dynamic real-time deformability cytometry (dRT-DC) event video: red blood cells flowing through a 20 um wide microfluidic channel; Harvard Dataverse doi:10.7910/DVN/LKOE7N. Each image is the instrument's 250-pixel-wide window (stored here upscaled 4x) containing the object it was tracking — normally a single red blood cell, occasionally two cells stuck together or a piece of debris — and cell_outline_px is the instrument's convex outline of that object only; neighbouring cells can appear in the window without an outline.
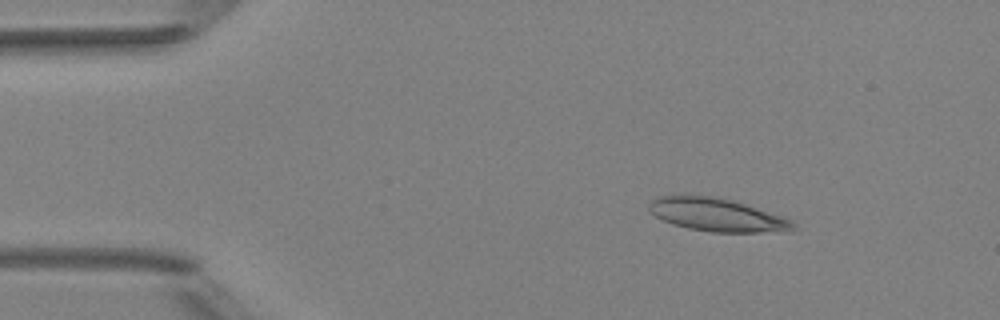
{"species": "Egyptian fruit bat (a non-hibernating species)", "species_latin": "Rousettus aegyptiacus", "temperature_condition": "room temperature", "stored_images_in_passage": 3, "camera_frame_rate_fps": 3000, "um_per_image_px": 0.085, "animal": {"sex": "female"}, "frame": {"image": 1, "passage_image": 1, "time_ms": 0.0, "image_size_px": [1000, 320], "cell_outline_px": [[800, 228], [792, 232], [712, 232], [688, 228], [672, 224], [656, 216], [648, 208], [648, 204], [652, 200], [660, 196], [712, 196], [732, 200], [780, 216], [796, 224]], "centroid_in_image_um": [60.99, 18.29], "position_along_channel_um": 24.0, "area_um2": 27.46}}